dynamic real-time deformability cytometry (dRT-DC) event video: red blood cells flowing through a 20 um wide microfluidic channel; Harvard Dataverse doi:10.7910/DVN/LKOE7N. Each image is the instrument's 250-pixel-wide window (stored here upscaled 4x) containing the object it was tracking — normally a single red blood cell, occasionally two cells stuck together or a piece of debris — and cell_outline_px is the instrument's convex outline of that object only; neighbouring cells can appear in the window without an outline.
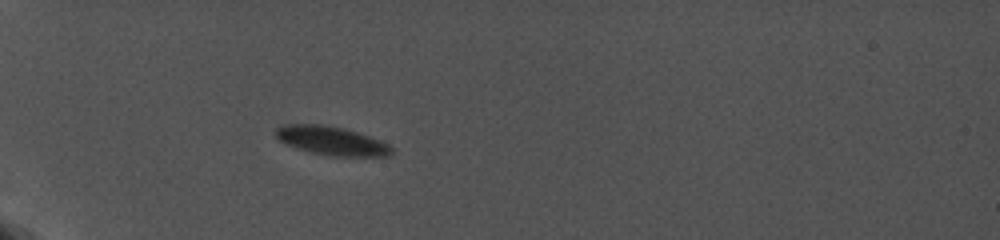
{"species": "common noctule bat (a hibernating species)", "species_latin": "Nyctalus noctula", "temperature_condition": "cold", "stored_images_in_passage": 88, "camera_frame_rate_fps": 5000, "um_per_image_px": 0.085, "animal": {"sex": "female", "body_mass_g": 19.0, "forearm_length_mm": 56.7}, "frame": {"image": 1, "passage_image": 1, "time_ms": 0.0, "image_size_px": [1000, 240], "cell_outline_px": [[392, 152], [388, 156], [328, 156], [312, 152], [288, 144], [280, 140], [276, 136], [276, 128], [284, 124], [320, 124], [344, 128], [380, 140], [388, 144], [392, 148]], "centroid_in_image_um": [28.19, 11.96], "position_along_channel_um": 56.8, "area_um2": 19.07}}
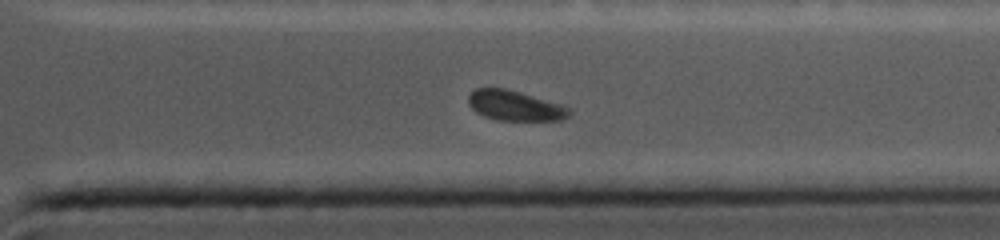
{"frame": {"image": 2, "passage_image": 77, "time_ms": 9.2, "image_size_px": [1000, 240], "cell_outline_px": [[572, 112], [564, 120], [496, 120], [476, 112], [468, 104], [468, 96], [476, 88], [508, 88], [572, 108]], "centroid_in_image_um": [43.78, 8.98], "position_along_channel_um": 367.6, "area_um2": 17.69}}
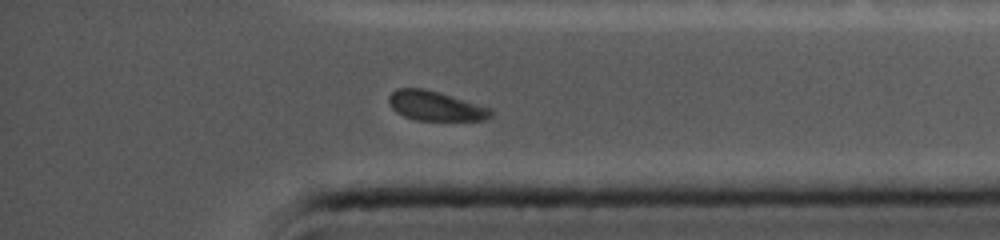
{"frame": {"image": 3, "passage_image": 84, "time_ms": 10.0, "image_size_px": [1000, 240], "cell_outline_px": [[492, 116], [484, 120], [416, 120], [404, 116], [396, 112], [392, 108], [388, 100], [388, 96], [396, 88], [424, 88], [492, 108]], "centroid_in_image_um": [37.0, 9.0], "position_along_channel_um": 398.2, "area_um2": 17.51}}